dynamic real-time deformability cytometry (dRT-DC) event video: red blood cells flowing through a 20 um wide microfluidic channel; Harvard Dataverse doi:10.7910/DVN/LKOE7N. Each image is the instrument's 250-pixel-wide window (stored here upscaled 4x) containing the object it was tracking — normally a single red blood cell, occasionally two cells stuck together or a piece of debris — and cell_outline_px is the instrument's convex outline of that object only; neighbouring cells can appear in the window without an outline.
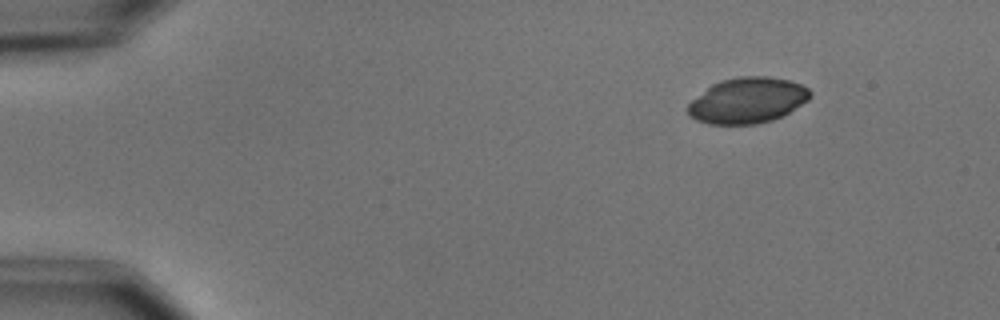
{"species": "common noctule bat (a hibernating species)", "species_latin": "Nyctalus noctula", "temperature_condition": "cold", "stored_images_in_passage": 3, "camera_frame_rate_fps": 3000, "um_per_image_px": 0.085, "animal": {"sex": "male", "body_mass_g": 15.6}, "frame": {"image": 1, "passage_image": 1, "time_ms": 0.0, "image_size_px": [1000, 320], "cell_outline_px": [[812, 96], [808, 100], [784, 116], [772, 120], [756, 124], [708, 124], [696, 120], [688, 116], [684, 108], [692, 100], [712, 84], [720, 80], [740, 76], [768, 76], [788, 80], [800, 84], [808, 88], [812, 92]], "centroid_in_image_um": [63.52, 8.54], "position_along_channel_um": 21.5, "area_um2": 32.89}}